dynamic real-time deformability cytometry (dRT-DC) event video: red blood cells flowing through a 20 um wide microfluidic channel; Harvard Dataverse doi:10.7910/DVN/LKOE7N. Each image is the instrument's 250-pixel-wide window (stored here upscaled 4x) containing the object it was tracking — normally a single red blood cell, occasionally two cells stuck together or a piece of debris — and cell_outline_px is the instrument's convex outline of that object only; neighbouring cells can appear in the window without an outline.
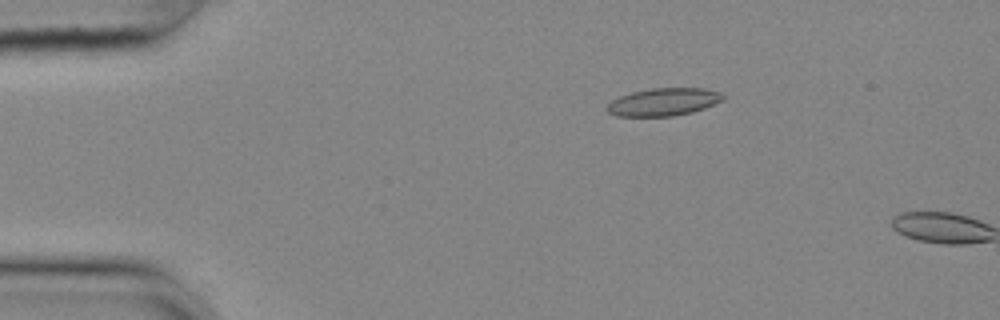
{"species": "common noctule bat (a hibernating species)", "species_latin": "Nyctalus noctula", "temperature_condition": "cold", "stored_images_in_passage": 12, "camera_frame_rate_fps": 3000, "um_per_image_px": 0.085, "animal": {"sex": "female", "body_mass_g": 25.1}, "frame": {"image": 1, "passage_image": 10, "time_ms": 3.0, "image_size_px": [1000, 320], "cell_outline_px": [[724, 100], [704, 108], [692, 112], [672, 116], [616, 116], [608, 112], [604, 108], [612, 100], [620, 96], [632, 92], [652, 88], [704, 88], [720, 92], [724, 96]], "centroid_in_image_um": [56.39, 8.66], "position_along_channel_um": 28.6, "area_um2": 18.73}}